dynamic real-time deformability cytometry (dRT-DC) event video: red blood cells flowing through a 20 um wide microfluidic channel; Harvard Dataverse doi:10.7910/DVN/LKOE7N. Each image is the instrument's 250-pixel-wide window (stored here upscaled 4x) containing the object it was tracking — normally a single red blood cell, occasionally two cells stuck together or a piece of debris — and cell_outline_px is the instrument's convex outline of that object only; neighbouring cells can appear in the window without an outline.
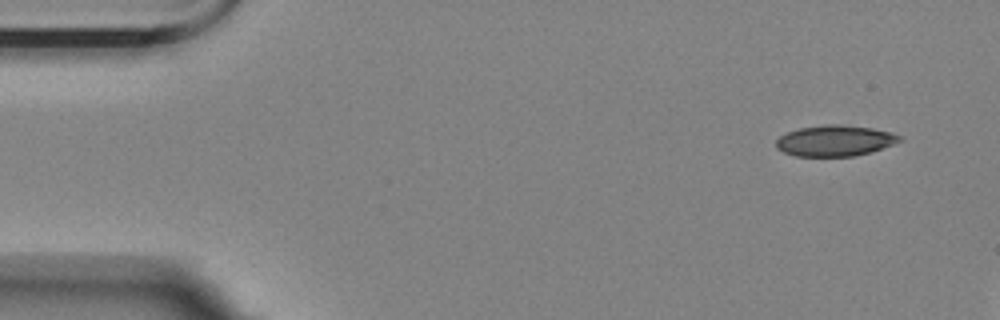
{"species": "Egyptian fruit bat (a non-hibernating species)", "species_latin": "Rousettus aegyptiacus", "temperature_condition": "room temperature", "stored_images_in_passage": 3, "camera_frame_rate_fps": 3000, "um_per_image_px": 0.085, "animal": {"sex": "female"}, "frame": {"image": 1, "passage_image": 1, "time_ms": 0.0, "image_size_px": [1000, 320], "cell_outline_px": [[904, 140], [872, 152], [852, 156], [796, 156], [784, 152], [776, 148], [776, 140], [780, 136], [788, 132], [800, 128], [828, 124], [836, 124], [872, 128], [892, 132], [900, 136]], "centroid_in_image_um": [70.99, 11.96], "position_along_channel_um": 14.0, "area_um2": 22.2}}